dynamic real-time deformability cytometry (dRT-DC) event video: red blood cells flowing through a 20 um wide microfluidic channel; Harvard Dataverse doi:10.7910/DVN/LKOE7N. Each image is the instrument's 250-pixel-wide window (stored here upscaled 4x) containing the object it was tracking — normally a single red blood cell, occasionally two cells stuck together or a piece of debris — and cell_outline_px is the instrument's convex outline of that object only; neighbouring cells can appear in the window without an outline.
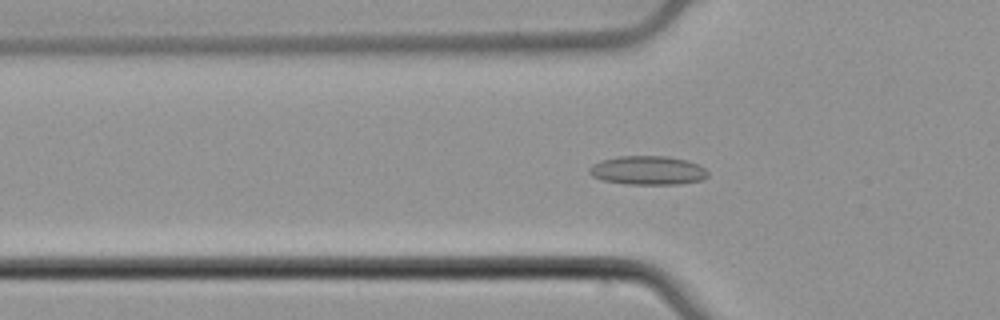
{"species": "common noctule bat (a hibernating species)", "species_latin": "Nyctalus noctula", "temperature_condition": "cold", "stored_images_in_passage": 39, "camera_frame_rate_fps": 3000, "um_per_image_px": 0.085, "animal": {"sex": "male", "body_mass_g": 21.5, "forearm_length_mm": 52.0}, "frame": {"image": 1, "passage_image": 3, "time_ms": 0.667, "image_size_px": [1000, 320], "cell_outline_px": [[708, 176], [704, 180], [676, 184], [624, 184], [604, 180], [592, 176], [588, 172], [588, 168], [592, 164], [600, 160], [620, 156], [668, 156], [688, 160], [700, 164], [708, 172]], "centroid_in_image_um": [55.08, 14.47], "position_along_channel_um": 70.7, "area_um2": 20.17}}
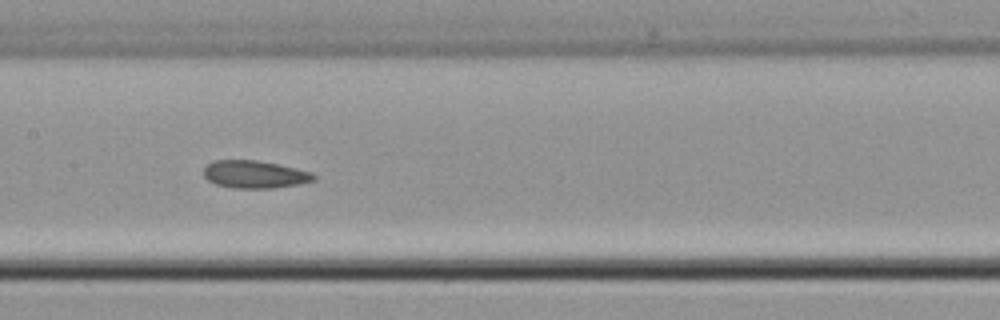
{"frame": {"image": 2, "passage_image": 12, "time_ms": 3.667, "image_size_px": [1000, 320], "cell_outline_px": [[316, 180], [300, 184], [272, 188], [236, 188], [216, 184], [208, 180], [204, 176], [204, 168], [212, 160], [256, 160], [276, 164], [312, 172], [316, 176]], "centroid_in_image_um": [21.65, 14.82], "position_along_channel_um": 185.7, "area_um2": 17.63}}
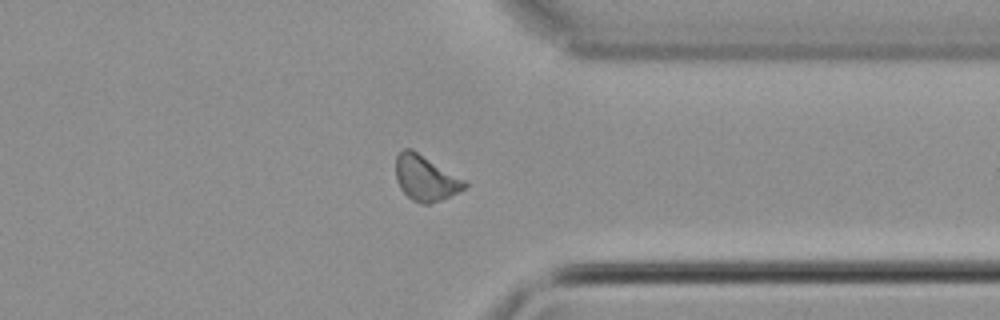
{"frame": {"image": 3, "passage_image": 27, "time_ms": 8.667, "image_size_px": [1000, 320], "cell_outline_px": [[468, 184], [464, 188], [440, 200], [428, 204], [420, 204], [412, 200], [400, 188], [396, 180], [396, 156], [404, 148], [412, 148], [464, 180]], "centroid_in_image_um": [36.12, 15.12], "position_along_channel_um": 375.3, "area_um2": 17.92}, "authors_computed_cell_mechanics": {"area_um2": 17.8024, "velocity_mm_per_s": 3.865, "shape_relaxation_time_tau1_ms": null, "shape_relaxation_time_tau2_ms": 10.1973, "deformation_change_tau1": null, "deformation_change_tau2": 0.1529}}